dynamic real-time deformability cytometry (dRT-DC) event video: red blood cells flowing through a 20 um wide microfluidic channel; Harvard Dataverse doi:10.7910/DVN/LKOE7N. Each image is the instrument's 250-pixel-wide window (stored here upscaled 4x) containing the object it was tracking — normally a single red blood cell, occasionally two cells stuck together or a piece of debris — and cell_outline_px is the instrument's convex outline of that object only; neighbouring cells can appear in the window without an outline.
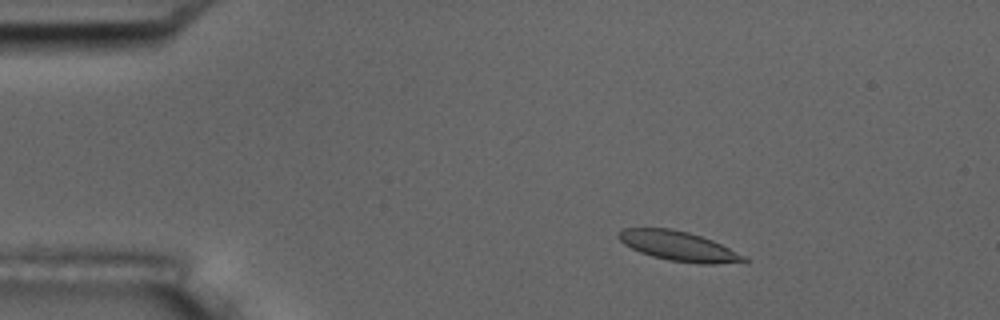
{"species": "common noctule bat (a hibernating species)", "species_latin": "Nyctalus noctula", "temperature_condition": "room temperature", "stored_images_in_passage": 4, "camera_frame_rate_fps": 3000, "um_per_image_px": 0.085, "animal": {"sex": "male", "body_mass_g": 17.5, "forearm_length_mm": 52.3}, "frame": {"image": 1, "passage_image": 2, "time_ms": 2.0, "image_size_px": [1000, 320], "cell_outline_px": [[748, 260], [716, 264], [700, 264], [668, 260], [652, 256], [640, 252], [624, 244], [616, 236], [616, 232], [624, 228], [672, 228], [688, 232], [712, 240], [744, 256]], "centroid_in_image_um": [57.59, 20.9], "position_along_channel_um": 27.4, "area_um2": 21.39}}